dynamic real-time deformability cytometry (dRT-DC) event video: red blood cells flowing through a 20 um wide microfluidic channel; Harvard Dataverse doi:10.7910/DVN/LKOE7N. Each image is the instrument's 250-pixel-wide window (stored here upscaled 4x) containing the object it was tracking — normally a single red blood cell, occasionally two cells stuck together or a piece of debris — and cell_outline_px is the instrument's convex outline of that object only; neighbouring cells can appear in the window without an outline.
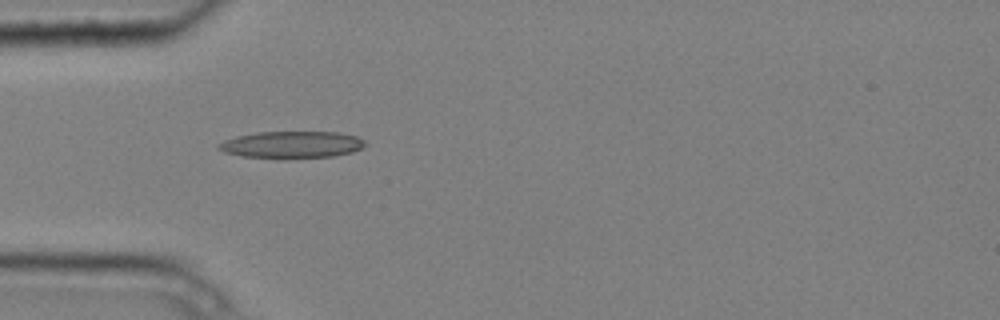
{"species": "common noctule bat (a hibernating species)", "species_latin": "Nyctalus noctula", "temperature_condition": "cold", "stored_images_in_passage": 7, "camera_frame_rate_fps": 3000, "um_per_image_px": 0.085, "animal": {"sex": "male", "body_mass_g": 20.4}, "frame": {"image": 1, "passage_image": 4, "time_ms": 1.0, "image_size_px": [1000, 320], "cell_outline_px": [[368, 144], [352, 152], [332, 156], [284, 160], [276, 160], [240, 156], [224, 152], [216, 148], [216, 144], [224, 140], [236, 136], [256, 132], [340, 132], [356, 136], [364, 140]], "centroid_in_image_um": [24.74, 12.32], "position_along_channel_um": 60.3, "area_um2": 23.76}}
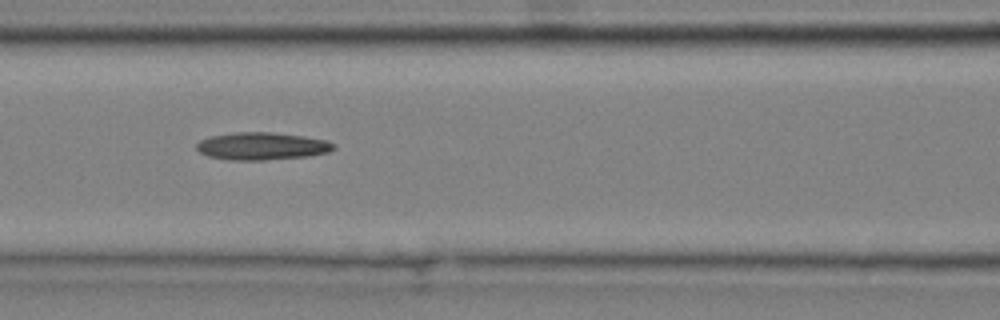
{"frame": {"image": 2, "passage_image": 6, "time_ms": 1.667, "image_size_px": [1000, 320], "cell_outline_px": [[336, 148], [328, 152], [308, 156], [264, 160], [228, 160], [208, 156], [200, 152], [196, 148], [196, 144], [200, 140], [212, 136], [236, 132], [272, 132], [304, 136], [328, 140], [336, 144]], "centroid_in_image_um": [22.29, 12.42], "position_along_channel_um": 144.3, "area_um2": 22.08}}
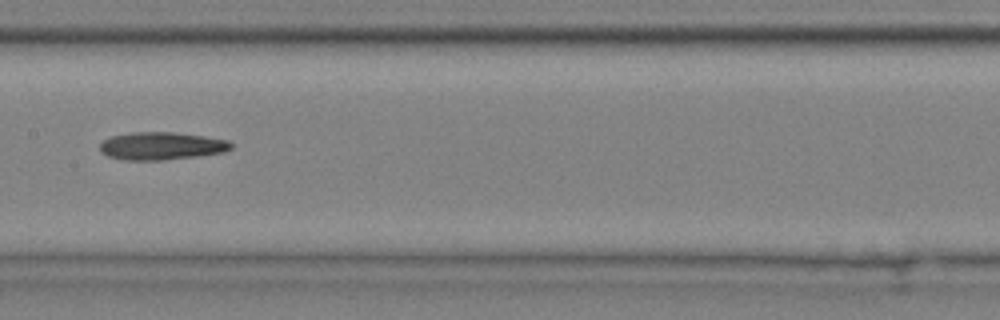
{"frame": {"image": 3, "passage_image": 7, "time_ms": 2.0, "image_size_px": [1000, 320], "cell_outline_px": [[232, 148], [224, 152], [196, 156], [164, 160], [124, 160], [108, 156], [100, 152], [100, 144], [104, 140], [112, 136], [132, 132], [172, 132], [204, 136], [228, 140], [232, 144]], "centroid_in_image_um": [13.71, 12.41], "position_along_channel_um": 193.7, "area_um2": 21.15}}